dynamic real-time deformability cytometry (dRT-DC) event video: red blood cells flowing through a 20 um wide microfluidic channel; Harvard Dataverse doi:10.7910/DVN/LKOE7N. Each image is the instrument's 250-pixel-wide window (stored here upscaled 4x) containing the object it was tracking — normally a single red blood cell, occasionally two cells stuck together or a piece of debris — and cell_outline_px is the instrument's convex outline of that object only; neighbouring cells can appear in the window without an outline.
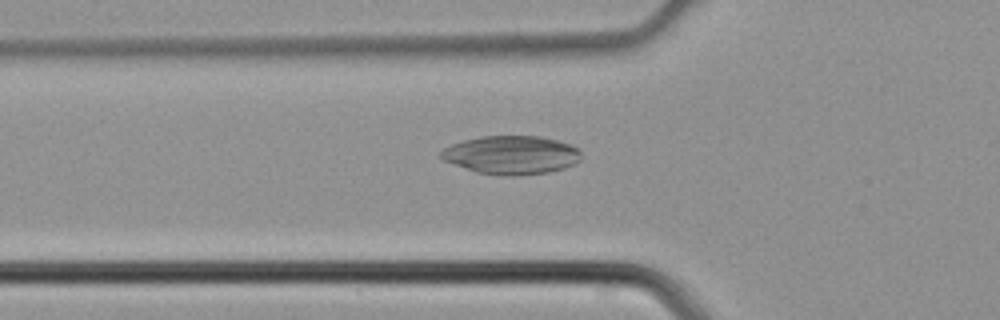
{"species": "common noctule bat (a hibernating species)", "species_latin": "Nyctalus noctula", "temperature_condition": "cold", "stored_images_in_passage": 39, "camera_frame_rate_fps": 3000, "um_per_image_px": 0.085, "animal": {"sex": "male", "body_mass_g": 21.5, "forearm_length_mm": 52.0}, "frame": {"image": 1, "passage_image": 10, "time_ms": 3.0, "image_size_px": [1000, 320], "cell_outline_px": [[580, 160], [564, 168], [548, 172], [516, 176], [512, 176], [476, 172], [444, 160], [440, 156], [440, 152], [444, 148], [452, 144], [464, 140], [480, 136], [540, 136], [572, 144], [580, 148]], "centroid_in_image_um": [43.49, 13.16], "position_along_channel_um": 82.3, "area_um2": 31.33}}
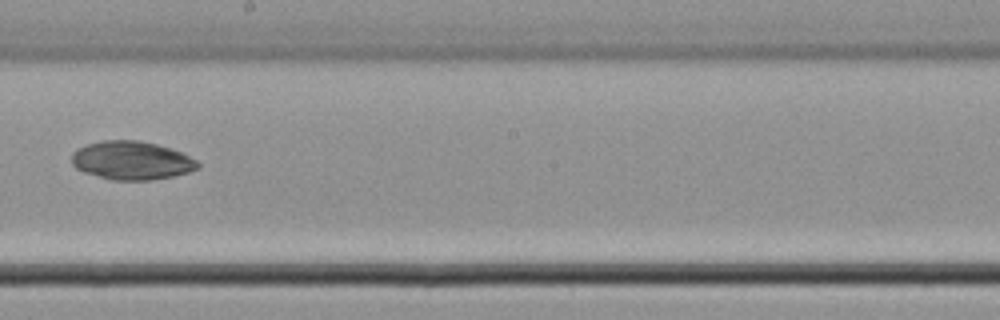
{"frame": {"image": 2, "passage_image": 20, "time_ms": 6.333, "image_size_px": [1000, 320], "cell_outline_px": [[200, 168], [188, 172], [172, 176], [148, 180], [112, 180], [84, 172], [76, 168], [72, 164], [72, 152], [76, 148], [100, 140], [136, 140], [156, 144], [184, 152], [196, 160], [200, 164]], "centroid_in_image_um": [11.19, 13.63], "position_along_channel_um": 237.0, "area_um2": 28.38}}
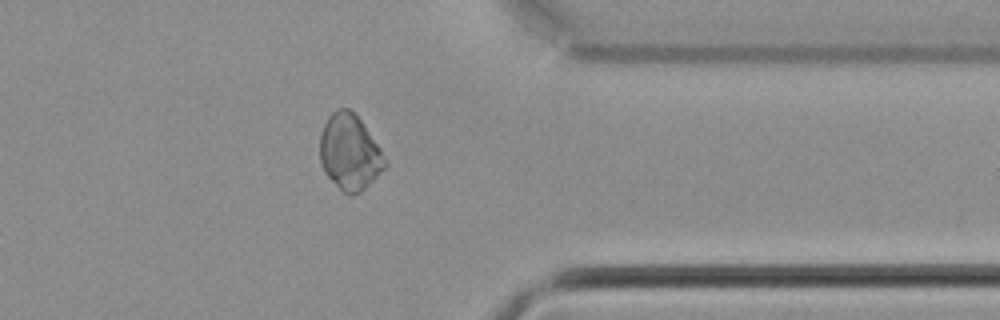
{"frame": {"image": 3, "passage_image": 30, "time_ms": 9.667, "image_size_px": [1000, 320], "cell_outline_px": [[388, 164], [360, 192], [348, 196], [324, 172], [320, 160], [320, 136], [324, 124], [328, 116], [336, 108], [348, 108], [360, 120], [380, 148]], "centroid_in_image_um": [29.7, 12.93], "position_along_channel_um": 381.7, "area_um2": 28.21}}